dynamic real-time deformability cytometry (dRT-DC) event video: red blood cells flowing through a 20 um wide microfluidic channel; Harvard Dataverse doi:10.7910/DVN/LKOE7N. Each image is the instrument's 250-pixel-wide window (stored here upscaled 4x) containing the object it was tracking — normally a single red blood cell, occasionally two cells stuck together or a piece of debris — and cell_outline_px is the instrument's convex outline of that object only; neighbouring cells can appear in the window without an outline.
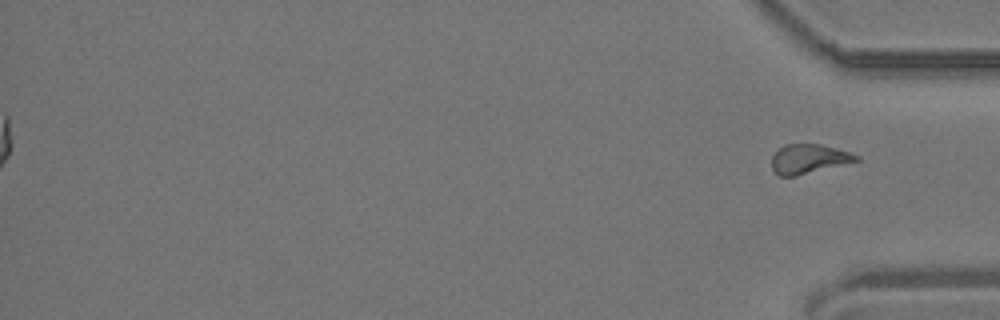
{"species": "common noctule bat (a hibernating species)", "species_latin": "Nyctalus noctula", "temperature_condition": "room temperature", "stored_images_in_passage": 55, "segment_of_instrument_passage": [2, 2], "camera_frame_rate_fps": 3000, "um_per_image_px": 0.085, "animal": {"sex": "male", "body_mass_g": 19.2, "forearm_length_mm": 51.8}, "frame": {"image": 1, "passage_image": 55, "time_ms": 18.0, "image_size_px": [1000, 320], "cell_outline_px": [[860, 160], [796, 176], [780, 176], [772, 168], [772, 156], [784, 144], [820, 144], [836, 148], [860, 156]], "centroid_in_image_um": [68.74, 13.5], "position_along_channel_um": 366.5, "area_um2": 14.28}}